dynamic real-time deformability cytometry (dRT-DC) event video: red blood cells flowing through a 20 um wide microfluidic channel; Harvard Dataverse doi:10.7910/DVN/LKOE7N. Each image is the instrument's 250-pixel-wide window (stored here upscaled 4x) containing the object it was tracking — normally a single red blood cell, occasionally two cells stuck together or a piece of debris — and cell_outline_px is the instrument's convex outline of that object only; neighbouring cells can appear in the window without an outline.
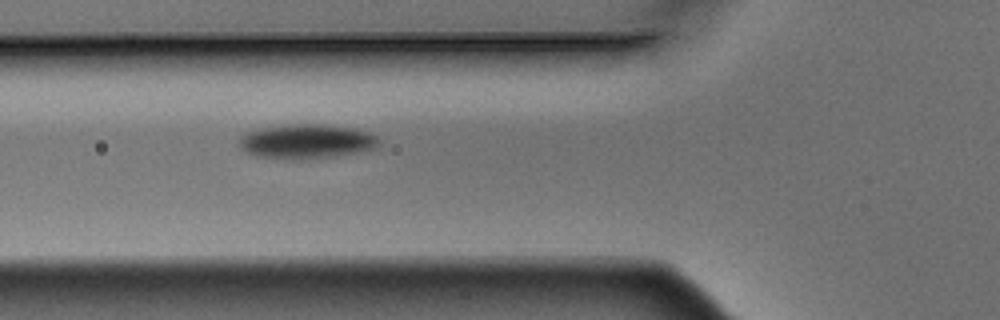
{"species": "Egyptian fruit bat (a non-hibernating species)", "species_latin": "Rousettus aegyptiacus", "temperature_condition": "warm", "stored_images_in_passage": 2, "camera_frame_rate_fps": 3000, "um_per_image_px": 0.085, "animal": {"sex": "male"}, "frame": {"image": 1, "passage_image": 2, "time_ms": 0.333, "image_size_px": [1000, 320], "cell_outline_px": [[380, 144], [376, 148], [360, 152], [332, 156], [256, 156], [240, 148], [240, 136], [248, 132], [264, 128], [304, 124], [308, 124], [352, 128], [368, 132], [376, 136], [380, 140]], "centroid_in_image_um": [26.13, 11.99], "position_along_channel_um": 99.7, "area_um2": 26.36}}